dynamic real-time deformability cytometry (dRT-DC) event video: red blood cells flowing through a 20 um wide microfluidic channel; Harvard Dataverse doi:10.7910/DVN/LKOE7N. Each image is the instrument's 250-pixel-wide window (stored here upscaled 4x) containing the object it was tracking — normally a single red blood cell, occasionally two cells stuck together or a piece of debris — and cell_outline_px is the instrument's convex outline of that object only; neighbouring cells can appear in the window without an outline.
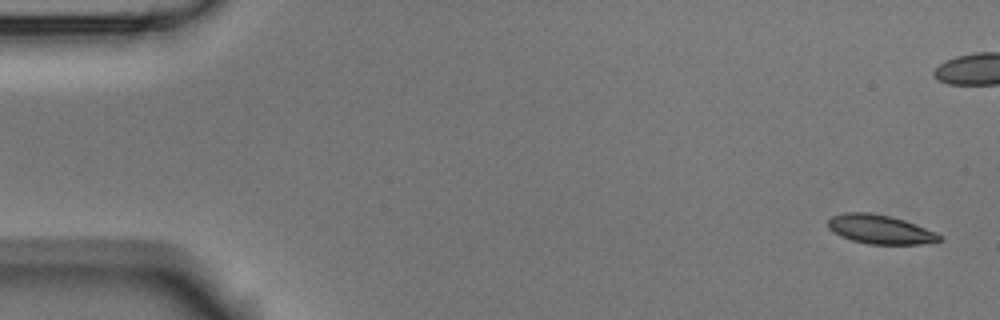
{"species": "Egyptian fruit bat (a non-hibernating species)", "species_latin": "Rousettus aegyptiacus", "temperature_condition": "room temperature", "stored_images_in_passage": 4, "camera_frame_rate_fps": 3000, "um_per_image_px": 0.085, "animal": {"sex": "male"}, "frame": {"image": 1, "passage_image": 1, "time_ms": 0.0, "image_size_px": [1000, 320], "cell_outline_px": [[944, 240], [920, 244], [868, 244], [852, 240], [840, 236], [828, 228], [828, 220], [832, 216], [844, 212], [868, 212], [888, 216], [904, 220], [936, 232]], "centroid_in_image_um": [74.79, 19.5], "position_along_channel_um": 10.2, "area_um2": 18.73}}